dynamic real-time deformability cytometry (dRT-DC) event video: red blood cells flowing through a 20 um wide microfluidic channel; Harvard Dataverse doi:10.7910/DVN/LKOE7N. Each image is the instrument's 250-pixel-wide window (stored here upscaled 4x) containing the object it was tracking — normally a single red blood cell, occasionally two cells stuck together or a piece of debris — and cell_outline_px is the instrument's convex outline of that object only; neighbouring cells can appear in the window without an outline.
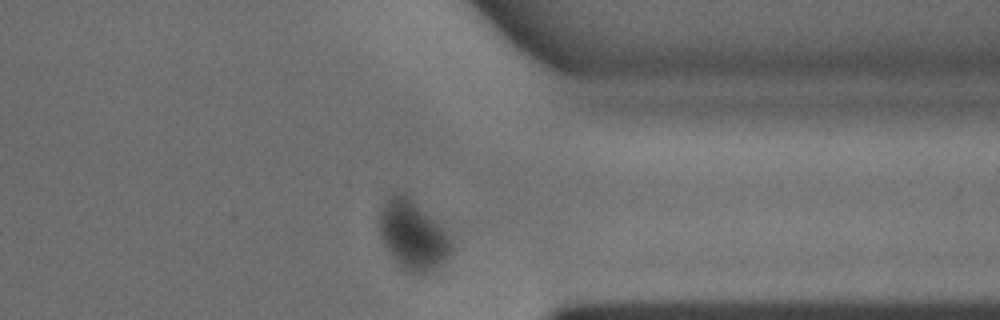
{"species": "common noctule bat (a hibernating species)", "species_latin": "Nyctalus noctula", "temperature_condition": "warm", "stored_images_in_passage": 23, "camera_frame_rate_fps": 3000, "um_per_image_px": 0.085, "animal": {"sex": "male", "body_mass_g": 15.6}, "frame": {"image": 1, "passage_image": 21, "time_ms": 6.667, "image_size_px": [1000, 320], "cell_outline_px": [[452, 252], [440, 264], [424, 272], [408, 272], [392, 256], [380, 236], [380, 212], [384, 204], [392, 192], [404, 192], [440, 224], [444, 228], [452, 240]], "centroid_in_image_um": [35.1, 19.93], "position_along_channel_um": 376.3, "area_um2": 28.38}}